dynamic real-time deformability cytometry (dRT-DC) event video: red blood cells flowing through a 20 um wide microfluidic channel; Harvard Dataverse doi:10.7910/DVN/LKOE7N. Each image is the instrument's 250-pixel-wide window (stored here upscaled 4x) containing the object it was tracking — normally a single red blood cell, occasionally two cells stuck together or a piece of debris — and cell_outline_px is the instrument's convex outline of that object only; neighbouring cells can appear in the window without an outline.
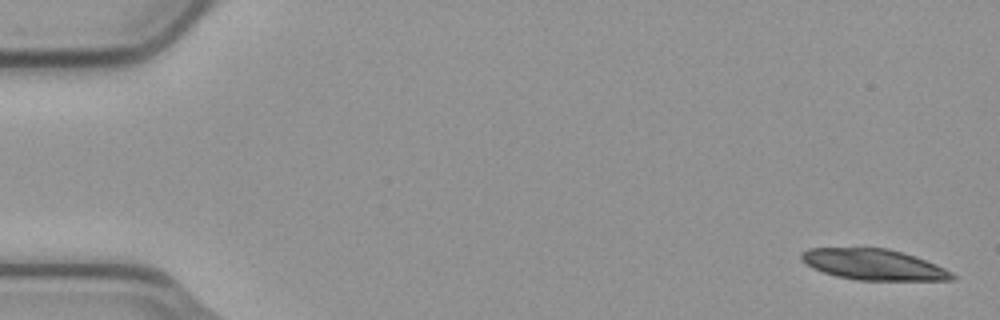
{"species": "common noctule bat (a hibernating species)", "species_latin": "Nyctalus noctula", "temperature_condition": "cold", "stored_images_in_passage": 19, "camera_frame_rate_fps": 3000, "um_per_image_px": 0.085, "animal": {"sex": "male", "body_mass_g": 23.1, "forearm_length_mm": 52.7}, "frame": {"image": 1, "passage_image": 1, "time_ms": 0.0, "image_size_px": [1000, 320], "cell_outline_px": [[956, 280], [856, 280], [836, 276], [812, 268], [800, 260], [800, 252], [808, 248], [888, 248], [936, 264], [952, 272], [956, 276]], "centroid_in_image_um": [74.22, 22.49], "position_along_channel_um": 10.8, "area_um2": 27.05}}